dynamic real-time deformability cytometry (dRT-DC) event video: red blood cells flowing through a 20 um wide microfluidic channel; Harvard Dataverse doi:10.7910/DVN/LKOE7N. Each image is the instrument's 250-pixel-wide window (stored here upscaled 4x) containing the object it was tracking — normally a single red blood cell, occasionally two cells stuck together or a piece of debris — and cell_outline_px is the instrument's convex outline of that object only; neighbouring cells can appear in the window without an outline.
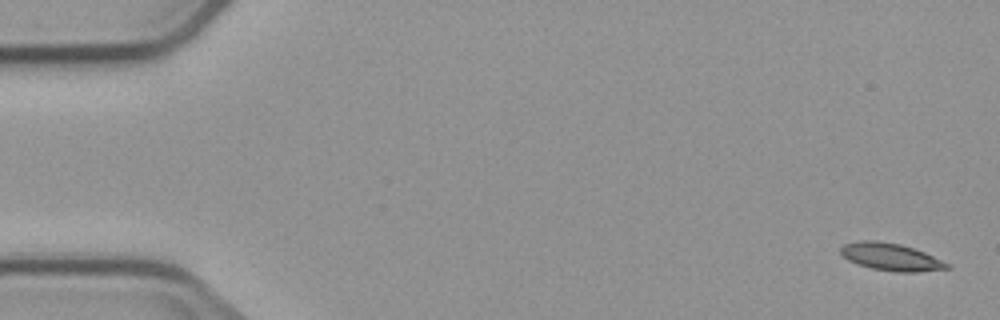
{"species": "common noctule bat (a hibernating species)", "species_latin": "Nyctalus noctula", "temperature_condition": "cold", "stored_images_in_passage": 5, "camera_frame_rate_fps": 3000, "um_per_image_px": 0.085, "animal": {"sex": "male", "body_mass_g": 23.1, "forearm_length_mm": 52.7}, "frame": {"image": 1, "passage_image": 1, "time_ms": 0.0, "image_size_px": [1000, 320], "cell_outline_px": [[952, 268], [916, 272], [896, 272], [872, 268], [848, 260], [840, 252], [840, 248], [844, 244], [860, 240], [876, 240], [900, 244], [924, 252], [952, 264]], "centroid_in_image_um": [75.77, 21.84], "position_along_channel_um": 9.2, "area_um2": 16.94}}
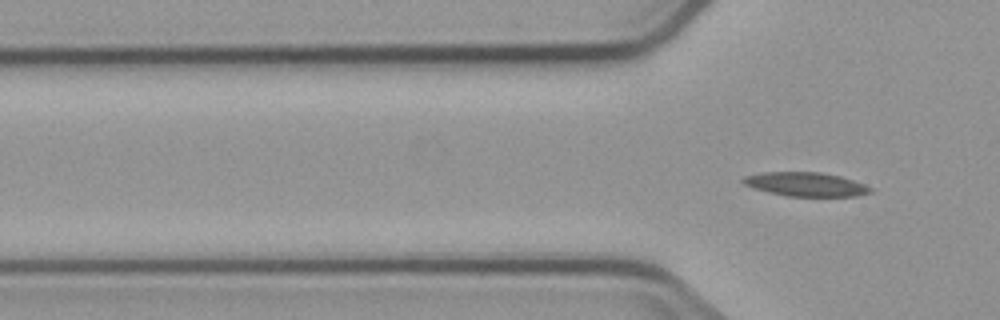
{"frame": {"image": 2, "passage_image": 5, "time_ms": 5.0, "image_size_px": [1000, 320], "cell_outline_px": [[872, 192], [856, 196], [788, 196], [768, 192], [752, 188], [744, 184], [740, 180], [744, 176], [764, 172], [820, 172], [840, 176], [864, 184], [872, 188]], "centroid_in_image_um": [68.46, 15.66], "position_along_channel_um": 57.3, "area_um2": 17.74}}